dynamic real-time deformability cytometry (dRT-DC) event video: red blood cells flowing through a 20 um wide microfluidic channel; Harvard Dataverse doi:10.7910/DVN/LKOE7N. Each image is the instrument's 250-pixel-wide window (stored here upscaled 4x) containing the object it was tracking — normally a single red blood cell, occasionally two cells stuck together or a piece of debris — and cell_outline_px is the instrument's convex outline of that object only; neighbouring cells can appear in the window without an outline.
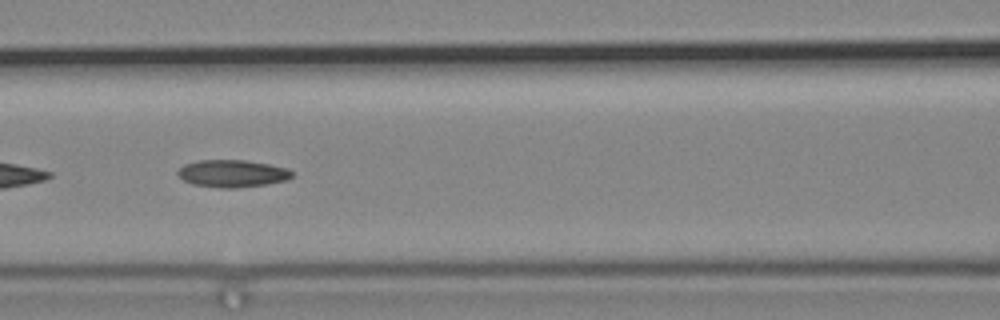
{"species": "common noctule bat (a hibernating species)", "species_latin": "Nyctalus noctula", "temperature_condition": "cold", "stored_images_in_passage": 24, "camera_frame_rate_fps": 3000, "um_per_image_px": 0.085, "animal": {"sex": "male", "body_mass_g": 19.2, "forearm_length_mm": 51.8}, "frame": {"image": 1, "passage_image": 21, "time_ms": 6.667, "image_size_px": [1000, 320], "cell_outline_px": [[292, 176], [288, 180], [268, 184], [236, 188], [220, 188], [192, 184], [184, 180], [176, 172], [184, 164], [200, 160], [244, 160], [268, 164], [288, 168], [292, 172]], "centroid_in_image_um": [19.76, 14.75], "position_along_channel_um": 146.8, "area_um2": 18.21}}